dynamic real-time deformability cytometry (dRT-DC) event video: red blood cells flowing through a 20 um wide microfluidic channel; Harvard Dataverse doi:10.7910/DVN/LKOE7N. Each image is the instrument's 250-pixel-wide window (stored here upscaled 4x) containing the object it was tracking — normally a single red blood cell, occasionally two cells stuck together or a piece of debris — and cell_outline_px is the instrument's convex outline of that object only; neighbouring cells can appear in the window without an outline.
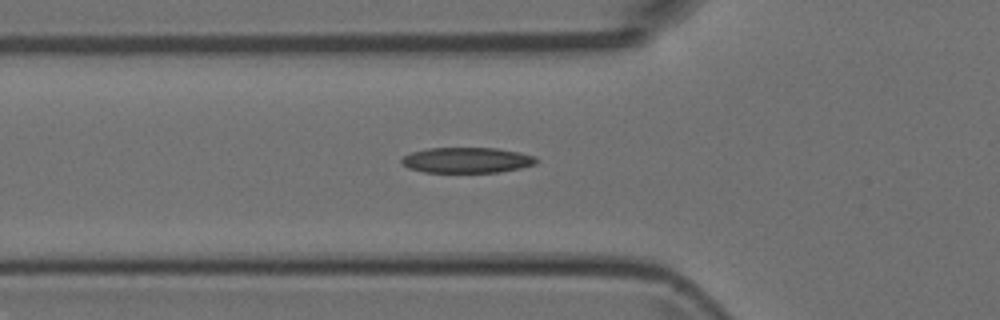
{"species": "Egyptian fruit bat (a non-hibernating species)", "species_latin": "Rousettus aegyptiacus", "temperature_condition": "room temperature", "stored_images_in_passage": 36, "camera_frame_rate_fps": 3000, "um_per_image_px": 0.085, "animal": {"sex": "female"}, "frame": {"image": 1, "passage_image": 5, "time_ms": 1.333, "image_size_px": [1000, 320], "cell_outline_px": [[540, 160], [536, 164], [520, 168], [500, 172], [424, 172], [408, 168], [400, 164], [400, 160], [404, 156], [412, 152], [428, 148], [496, 148], [520, 152], [536, 156]], "centroid_in_image_um": [39.7, 13.61], "position_along_channel_um": 86.1, "area_um2": 20.23}}
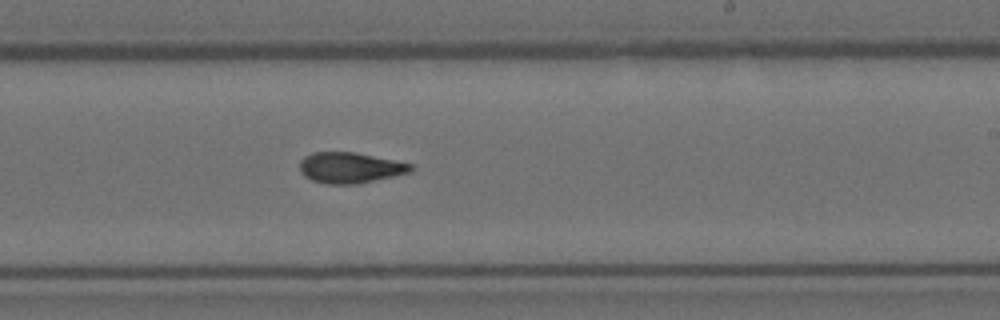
{"frame": {"image": 2, "passage_image": 18, "time_ms": 5.667, "image_size_px": [1000, 320], "cell_outline_px": [[416, 168], [412, 172], [360, 184], [328, 184], [312, 180], [304, 176], [300, 172], [300, 160], [304, 156], [312, 152], [356, 152], [412, 164]], "centroid_in_image_um": [29.78, 14.26], "position_along_channel_um": 259.2, "area_um2": 20.17}}
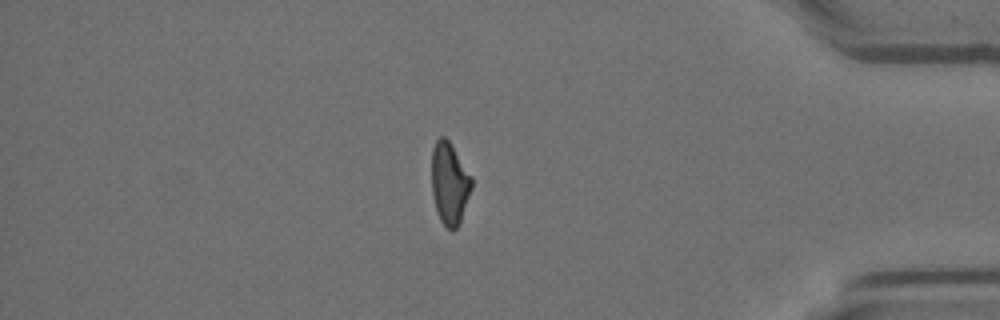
{"frame": {"image": 3, "passage_image": 31, "time_ms": 10.0, "image_size_px": [1000, 320], "cell_outline_px": [[472, 188], [460, 220], [456, 228], [452, 232], [440, 220], [436, 208], [432, 192], [432, 148], [436, 140], [440, 136], [444, 136], [448, 140], [472, 176]], "centroid_in_image_um": [38.21, 15.57], "position_along_channel_um": 397.0, "area_um2": 18.9}}